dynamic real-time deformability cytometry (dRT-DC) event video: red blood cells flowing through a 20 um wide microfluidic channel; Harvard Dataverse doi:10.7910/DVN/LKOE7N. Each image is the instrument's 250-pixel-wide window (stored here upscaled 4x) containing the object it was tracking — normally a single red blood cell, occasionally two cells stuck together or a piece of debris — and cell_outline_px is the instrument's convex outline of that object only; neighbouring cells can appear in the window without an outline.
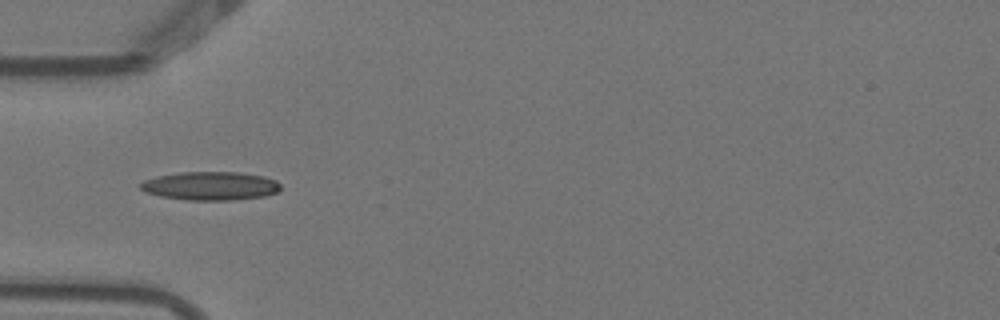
{"species": "Egyptian fruit bat (a non-hibernating species)", "species_latin": "Rousettus aegyptiacus", "temperature_condition": "warm", "stored_images_in_passage": 4, "camera_frame_rate_fps": 3000, "um_per_image_px": 0.085, "animal": {"sex": "female"}, "frame": {"image": 1, "passage_image": 4, "time_ms": 1.0, "image_size_px": [1000, 320], "cell_outline_px": [[280, 188], [276, 192], [264, 196], [232, 200], [184, 200], [160, 196], [144, 192], [140, 188], [140, 184], [144, 180], [156, 176], [184, 172], [240, 172], [264, 176], [276, 180], [280, 184]], "centroid_in_image_um": [17.87, 15.8], "position_along_channel_um": 67.1, "area_um2": 23.35}}